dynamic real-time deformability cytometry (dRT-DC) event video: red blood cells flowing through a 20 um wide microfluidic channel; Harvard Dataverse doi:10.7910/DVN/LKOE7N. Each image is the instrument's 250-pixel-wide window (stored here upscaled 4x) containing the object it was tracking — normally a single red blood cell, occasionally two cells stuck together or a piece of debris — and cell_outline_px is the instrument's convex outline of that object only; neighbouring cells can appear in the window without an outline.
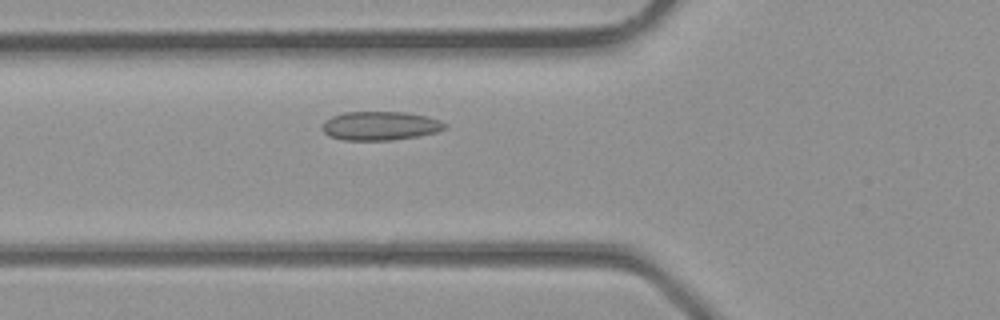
{"species": "common noctule bat (a hibernating species)", "species_latin": "Nyctalus noctula", "temperature_condition": "room temperature", "stored_images_in_passage": 2, "camera_frame_rate_fps": 3000, "um_per_image_px": 0.085, "animal": {"sex": "male", "body_mass_g": 23.1, "forearm_length_mm": 52.7}, "frame": {"image": 1, "passage_image": 2, "time_ms": 0.333, "image_size_px": [1000, 320], "cell_outline_px": [[448, 128], [436, 132], [416, 136], [392, 140], [344, 140], [328, 136], [324, 132], [324, 124], [332, 116], [344, 112], [404, 112], [428, 116], [440, 120], [448, 124]], "centroid_in_image_um": [32.38, 10.69], "position_along_channel_um": 93.4, "area_um2": 20.52}}